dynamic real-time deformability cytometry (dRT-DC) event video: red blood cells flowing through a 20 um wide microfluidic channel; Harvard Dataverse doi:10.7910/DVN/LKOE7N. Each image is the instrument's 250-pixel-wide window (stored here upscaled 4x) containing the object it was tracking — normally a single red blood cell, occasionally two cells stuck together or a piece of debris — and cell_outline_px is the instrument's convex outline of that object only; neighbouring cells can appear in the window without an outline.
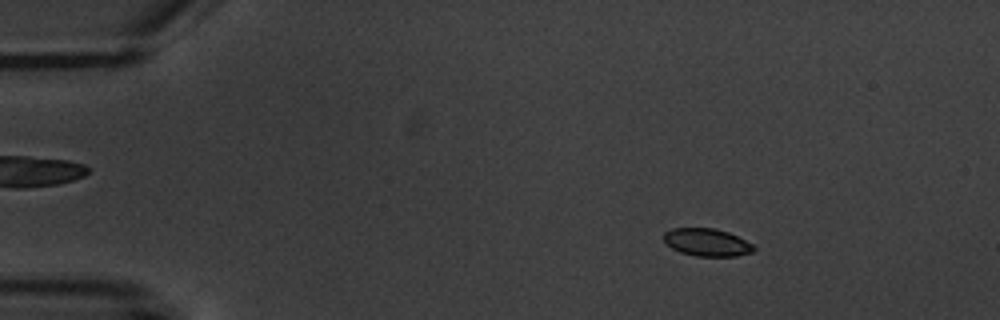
{"species": "common noctule bat (a hibernating species)", "species_latin": "Nyctalus noctula", "temperature_condition": "warm", "stored_images_in_passage": 6, "camera_frame_rate_fps": 3000, "um_per_image_px": 0.085, "animal": {"sex": "male", "body_mass_g": 20.1, "forearm_length_mm": 53.5}, "frame": {"image": 1, "passage_image": 2, "time_ms": 1.333, "image_size_px": [1000, 320], "cell_outline_px": [[756, 248], [752, 252], [736, 256], [696, 256], [680, 252], [672, 248], [664, 240], [664, 232], [672, 228], [716, 228], [728, 232], [752, 244]], "centroid_in_image_um": [60.08, 20.59], "position_along_channel_um": 24.9, "area_um2": 14.39}}
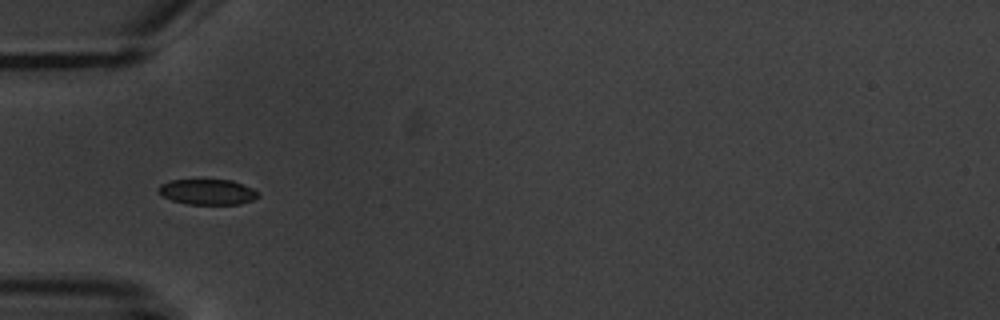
{"frame": {"image": 2, "passage_image": 5, "time_ms": 4.667, "image_size_px": [1000, 320], "cell_outline_px": [[260, 196], [252, 200], [240, 204], [188, 204], [172, 200], [164, 196], [156, 188], [160, 184], [172, 180], [232, 180], [252, 188], [260, 192]], "centroid_in_image_um": [17.67, 16.31], "position_along_channel_um": 67.3, "area_um2": 14.74}}